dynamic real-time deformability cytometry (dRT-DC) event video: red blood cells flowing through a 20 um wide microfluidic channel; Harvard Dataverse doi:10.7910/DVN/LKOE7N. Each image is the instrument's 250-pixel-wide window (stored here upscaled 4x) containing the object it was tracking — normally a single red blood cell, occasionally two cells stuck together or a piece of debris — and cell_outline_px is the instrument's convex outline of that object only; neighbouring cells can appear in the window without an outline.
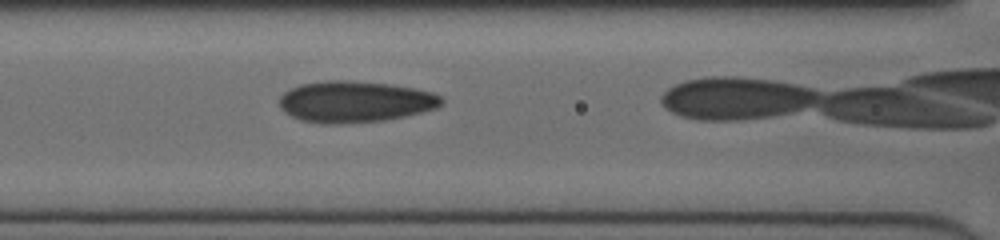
{"species": "human", "species_latin": "Homo sapiens", "temperature_condition": "cold", "stored_images_in_passage": 32, "camera_frame_rate_fps": 3000, "um_per_image_px": 0.085, "donor": {"sex": "female"}, "frame": {"image": 1, "passage_image": 14, "time_ms": 4.333, "image_size_px": [1000, 240], "cell_outline_px": [[444, 100], [436, 108], [404, 116], [384, 120], [340, 124], [320, 124], [300, 120], [284, 112], [280, 108], [280, 96], [284, 92], [300, 84], [324, 80], [344, 80], [388, 84], [412, 88], [432, 92], [440, 96]], "centroid_in_image_um": [30.12, 8.65], "position_along_channel_um": 136.5, "area_um2": 38.96}}
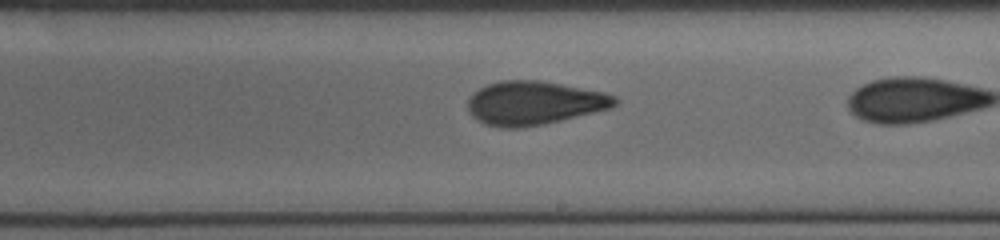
{"frame": {"image": 2, "passage_image": 22, "time_ms": 7.0, "image_size_px": [1000, 240], "cell_outline_px": [[620, 100], [612, 108], [544, 124], [520, 128], [500, 128], [484, 124], [472, 116], [468, 112], [468, 100], [472, 92], [488, 84], [504, 80], [540, 80], [604, 92], [616, 96]], "centroid_in_image_um": [45.4, 8.76], "position_along_channel_um": 243.6, "area_um2": 37.63}}
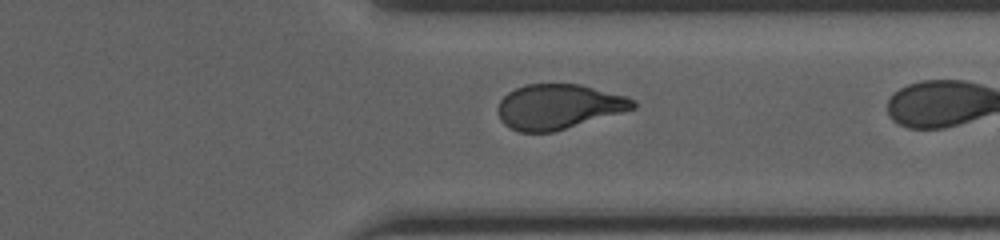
{"frame": {"image": 3, "passage_image": 31, "time_ms": 10.0, "image_size_px": [1000, 240], "cell_outline_px": [[636, 108], [552, 132], [520, 132], [504, 124], [500, 120], [500, 100], [508, 92], [516, 88], [528, 84], [580, 84], [624, 96], [636, 100]], "centroid_in_image_um": [47.48, 9.06], "position_along_channel_um": 363.9, "area_um2": 34.8}}